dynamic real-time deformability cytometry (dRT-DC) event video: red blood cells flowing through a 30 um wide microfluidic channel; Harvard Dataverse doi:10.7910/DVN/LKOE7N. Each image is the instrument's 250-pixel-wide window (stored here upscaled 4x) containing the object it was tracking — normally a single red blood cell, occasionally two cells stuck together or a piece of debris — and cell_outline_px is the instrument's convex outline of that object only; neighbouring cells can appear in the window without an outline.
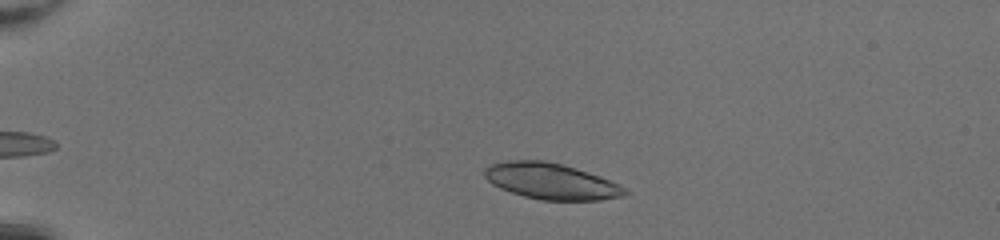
{"species": "common noctule bat (a hibernating species)", "species_latin": "Nyctalus noctula", "temperature_condition": "room temperature", "stored_images_in_passage": 44, "camera_frame_rate_fps": 3000, "um_per_image_px": 0.085, "animal": {"sex": "female", "body_mass_g": 20.0, "forearm_length_mm": 54.0}, "frame": {"image": 1, "passage_image": 7, "time_ms": 2.0, "image_size_px": [1000, 240], "cell_outline_px": [[632, 192], [624, 196], [600, 200], [540, 200], [524, 196], [500, 188], [492, 184], [484, 176], [484, 168], [492, 164], [508, 160], [544, 160], [560, 164], [600, 176], [620, 184]], "centroid_in_image_um": [46.87, 15.41], "position_along_channel_um": 38.1, "area_um2": 29.48}}